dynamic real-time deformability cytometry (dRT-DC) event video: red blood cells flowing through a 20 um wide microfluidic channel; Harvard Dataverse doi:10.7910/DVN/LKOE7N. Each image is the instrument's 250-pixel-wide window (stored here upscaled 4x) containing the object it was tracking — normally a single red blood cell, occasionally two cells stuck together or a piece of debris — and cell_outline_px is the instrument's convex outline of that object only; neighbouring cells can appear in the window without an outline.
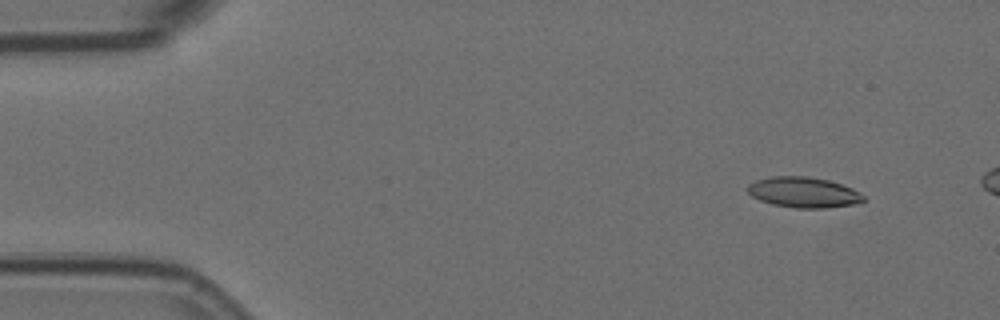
{"species": "Egyptian fruit bat (a non-hibernating species)", "species_latin": "Rousettus aegyptiacus", "temperature_condition": "room temperature", "stored_images_in_passage": 4, "camera_frame_rate_fps": 3000, "um_per_image_px": 0.085, "animal": {"sex": "female"}, "frame": {"image": 1, "passage_image": 1, "time_ms": 0.0, "image_size_px": [1000, 320], "cell_outline_px": [[868, 200], [856, 204], [828, 208], [796, 208], [772, 204], [760, 200], [752, 196], [748, 192], [748, 184], [756, 180], [772, 176], [808, 176], [828, 180], [852, 188], [860, 192]], "centroid_in_image_um": [68.34, 16.35], "position_along_channel_um": 16.7, "area_um2": 20.75}}